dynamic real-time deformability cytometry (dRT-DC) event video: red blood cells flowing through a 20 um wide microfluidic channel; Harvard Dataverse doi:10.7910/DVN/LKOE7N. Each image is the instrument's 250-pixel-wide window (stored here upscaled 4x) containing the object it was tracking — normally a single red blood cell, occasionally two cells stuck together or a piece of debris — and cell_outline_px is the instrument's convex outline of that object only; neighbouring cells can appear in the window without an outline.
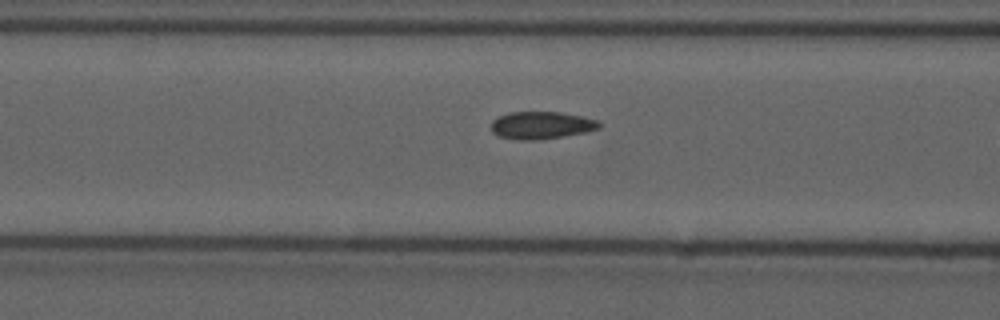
{"species": "common noctule bat (a hibernating species)", "species_latin": "Nyctalus noctula", "temperature_condition": "cold", "stored_images_in_passage": 13, "camera_frame_rate_fps": 3000, "um_per_image_px": 0.085, "animal": {"sex": "male", "forearm_length_mm": 52.5}, "frame": {"image": 1, "passage_image": 11, "time_ms": 3.333, "image_size_px": [1000, 320], "cell_outline_px": [[604, 124], [600, 128], [588, 132], [564, 136], [532, 140], [520, 140], [500, 136], [492, 132], [492, 120], [508, 112], [560, 112], [600, 120]], "centroid_in_image_um": [46.08, 10.64], "position_along_channel_um": 120.5, "area_um2": 17.34}}